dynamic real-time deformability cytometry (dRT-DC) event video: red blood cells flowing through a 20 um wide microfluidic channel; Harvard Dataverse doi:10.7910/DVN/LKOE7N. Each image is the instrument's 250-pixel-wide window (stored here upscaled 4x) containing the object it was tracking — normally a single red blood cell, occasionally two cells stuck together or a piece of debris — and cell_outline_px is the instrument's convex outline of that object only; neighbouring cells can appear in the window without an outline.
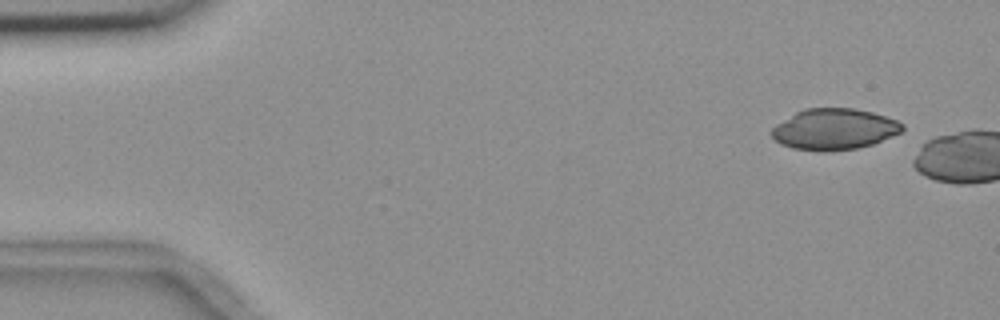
{"species": "common noctule bat (a hibernating species)", "species_latin": "Nyctalus noctula", "temperature_condition": "room temperature", "stored_images_in_passage": 12, "camera_frame_rate_fps": 3000, "um_per_image_px": 0.085, "animal": {"sex": "female", "body_mass_g": 18.4}, "frame": {"image": 1, "passage_image": 1, "time_ms": 0.0, "image_size_px": [1000, 320], "cell_outline_px": [[904, 128], [900, 132], [892, 136], [872, 144], [856, 148], [820, 152], [792, 148], [780, 144], [772, 136], [772, 128], [776, 124], [796, 112], [804, 108], [852, 108], [872, 112], [896, 120], [904, 124]], "centroid_in_image_um": [70.89, 10.98], "position_along_channel_um": 14.1, "area_um2": 31.15}}
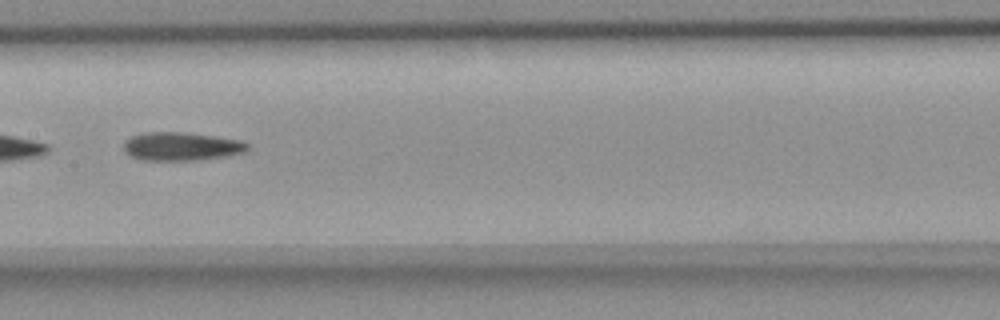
{"frame": {"image": 2, "passage_image": 9, "time_ms": 10.333, "image_size_px": [1000, 320], "cell_outline_px": [[248, 148], [244, 152], [224, 156], [196, 160], [144, 160], [132, 156], [124, 152], [124, 140], [132, 136], [144, 132], [180, 132], [216, 136], [240, 140], [248, 144]], "centroid_in_image_um": [15.38, 12.43], "position_along_channel_um": 192.0, "area_um2": 20.35}}
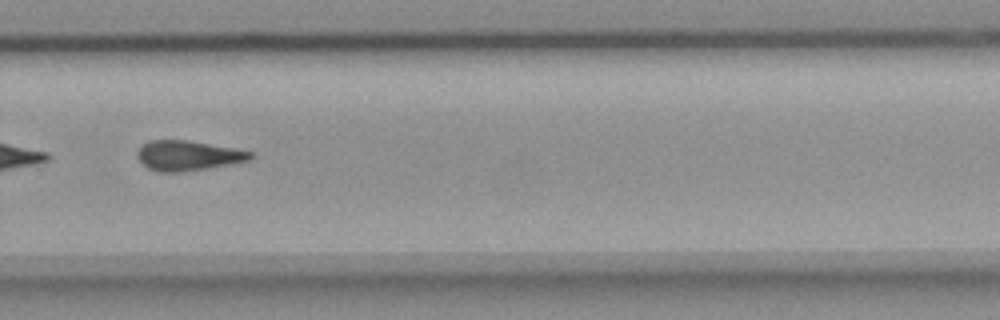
{"frame": {"image": 3, "passage_image": 12, "time_ms": 13.667, "image_size_px": [1000, 320], "cell_outline_px": [[256, 156], [252, 160], [232, 164], [180, 172], [160, 172], [148, 168], [136, 156], [136, 152], [140, 144], [148, 140], [188, 140], [232, 148], [252, 152]], "centroid_in_image_um": [15.97, 13.22], "position_along_channel_um": 313.8, "area_um2": 19.88}}